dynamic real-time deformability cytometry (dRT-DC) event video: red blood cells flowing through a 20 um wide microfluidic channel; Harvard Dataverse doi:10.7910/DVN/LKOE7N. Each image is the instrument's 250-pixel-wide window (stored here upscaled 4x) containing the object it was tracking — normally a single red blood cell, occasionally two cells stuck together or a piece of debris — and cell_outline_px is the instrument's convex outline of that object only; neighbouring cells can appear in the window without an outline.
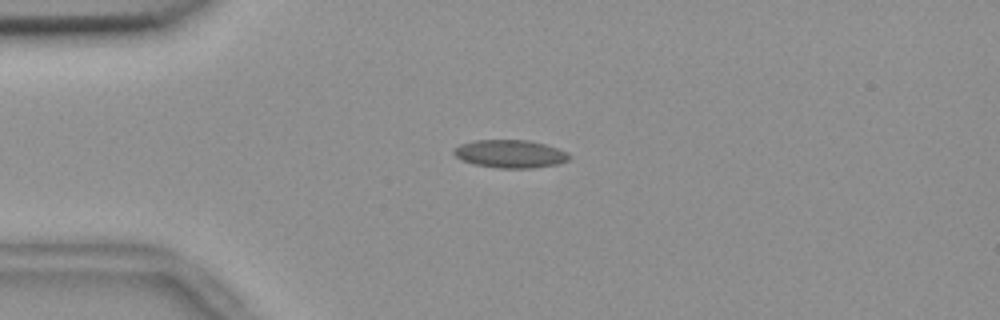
{"species": "common noctule bat (a hibernating species)", "species_latin": "Nyctalus noctula", "temperature_condition": "room temperature", "stored_images_in_passage": 5, "camera_frame_rate_fps": 3000, "um_per_image_px": 0.085, "animal": {"sex": "female", "body_mass_g": 18.4}, "frame": {"image": 1, "passage_image": 2, "time_ms": 0.333, "image_size_px": [1000, 320], "cell_outline_px": [[572, 156], [568, 160], [556, 164], [532, 168], [500, 168], [472, 164], [460, 160], [452, 152], [452, 148], [460, 144], [476, 140], [528, 140], [544, 144], [568, 152]], "centroid_in_image_um": [43.33, 13.08], "position_along_channel_um": 41.7, "area_um2": 18.9}}